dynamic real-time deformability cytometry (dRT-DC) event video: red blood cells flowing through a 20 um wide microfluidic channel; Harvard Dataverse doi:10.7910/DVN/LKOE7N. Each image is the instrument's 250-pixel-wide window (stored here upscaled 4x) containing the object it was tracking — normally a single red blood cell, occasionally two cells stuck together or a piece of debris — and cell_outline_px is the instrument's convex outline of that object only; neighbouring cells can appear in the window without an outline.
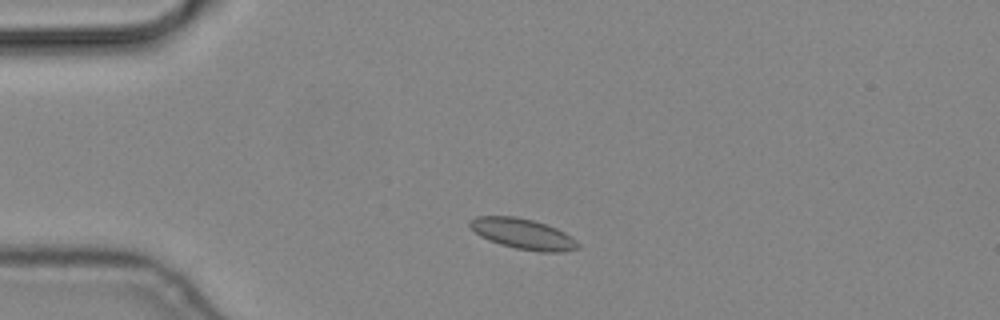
{"species": "common noctule bat (a hibernating species)", "species_latin": "Nyctalus noctula", "temperature_condition": "cold", "stored_images_in_passage": 3, "camera_frame_rate_fps": 3000, "um_per_image_px": 0.085, "animal": {"sex": "male", "body_mass_g": 19.2, "forearm_length_mm": 51.8}, "frame": {"image": 1, "passage_image": 2, "time_ms": 0.333, "image_size_px": [1000, 320], "cell_outline_px": [[580, 248], [560, 252], [540, 252], [516, 248], [500, 244], [488, 240], [480, 236], [468, 224], [468, 220], [476, 216], [512, 216], [532, 220], [556, 228], [572, 236], [580, 244]], "centroid_in_image_um": [44.45, 19.88], "position_along_channel_um": 40.5, "area_um2": 19.19}}